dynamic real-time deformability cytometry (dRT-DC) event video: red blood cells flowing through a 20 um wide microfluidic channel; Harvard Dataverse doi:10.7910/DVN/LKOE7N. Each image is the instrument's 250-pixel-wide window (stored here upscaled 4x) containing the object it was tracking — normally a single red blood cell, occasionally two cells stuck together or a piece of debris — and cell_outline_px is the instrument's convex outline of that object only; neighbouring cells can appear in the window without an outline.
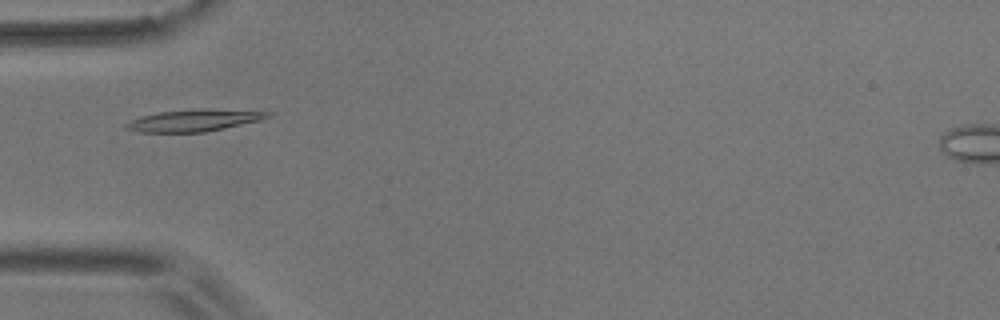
{"species": "common noctule bat (a hibernating species)", "species_latin": "Nyctalus noctula", "temperature_condition": "room temperature", "stored_images_in_passage": 6, "camera_frame_rate_fps": 3000, "um_per_image_px": 0.085, "animal": {"sex": "male", "body_mass_g": 17.9}, "frame": {"image": 1, "passage_image": 3, "time_ms": 0.667, "image_size_px": [1000, 320], "cell_outline_px": [[272, 116], [264, 120], [204, 132], [136, 132], [124, 128], [124, 124], [140, 116], [156, 112], [196, 108], [272, 112]], "centroid_in_image_um": [16.49, 10.23], "position_along_channel_um": 68.5, "area_um2": 18.32}}
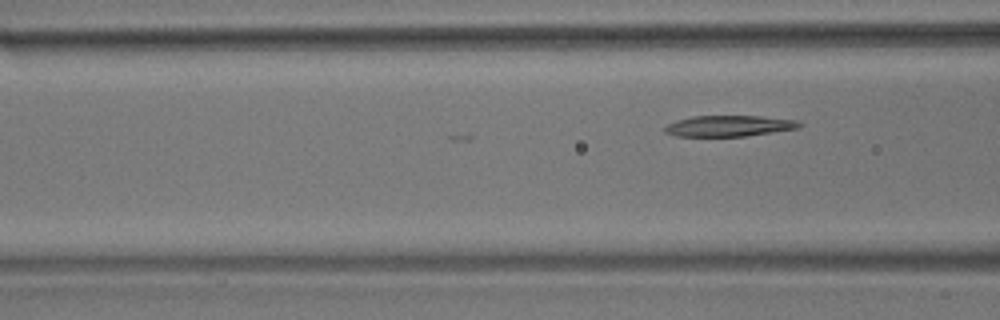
{"frame": {"image": 2, "passage_image": 6, "time_ms": 1.667, "image_size_px": [1000, 320], "cell_outline_px": [[804, 124], [800, 128], [744, 136], [676, 136], [664, 132], [664, 128], [668, 124], [676, 120], [692, 116], [760, 116], [796, 120]], "centroid_in_image_um": [61.97, 10.7], "position_along_channel_um": 104.6, "area_um2": 16.42}}